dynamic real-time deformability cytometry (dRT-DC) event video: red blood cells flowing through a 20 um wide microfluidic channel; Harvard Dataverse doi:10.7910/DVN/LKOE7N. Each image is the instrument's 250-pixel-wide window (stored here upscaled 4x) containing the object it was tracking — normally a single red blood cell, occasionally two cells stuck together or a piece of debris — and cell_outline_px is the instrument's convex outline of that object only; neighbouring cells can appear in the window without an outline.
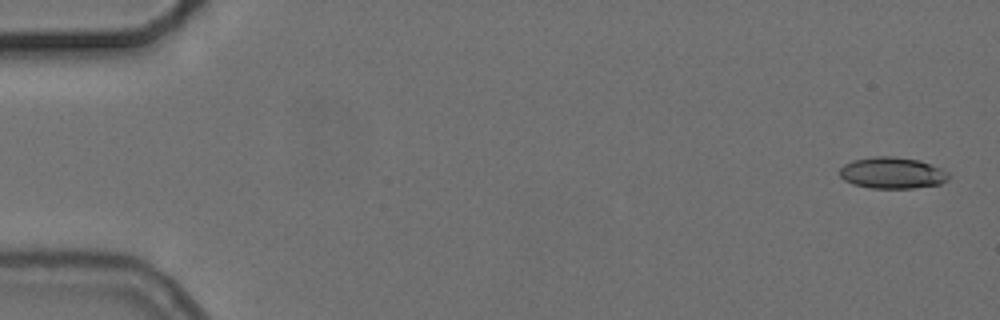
{"species": "common noctule bat (a hibernating species)", "species_latin": "Nyctalus noctula", "temperature_condition": "cold", "stored_images_in_passage": 5, "camera_frame_rate_fps": 3000, "um_per_image_px": 0.085, "animal": {"sex": "female", "body_mass_g": 24.6, "forearm_length_mm": 56.2}, "frame": {"image": 1, "passage_image": 1, "time_ms": 0.0, "image_size_px": [1000, 320], "cell_outline_px": [[948, 180], [940, 184], [912, 188], [872, 188], [852, 184], [844, 180], [840, 176], [840, 168], [844, 164], [852, 160], [872, 156], [892, 156], [920, 160], [940, 168], [948, 172]], "centroid_in_image_um": [75.82, 14.69], "position_along_channel_um": 9.2, "area_um2": 20.0}}
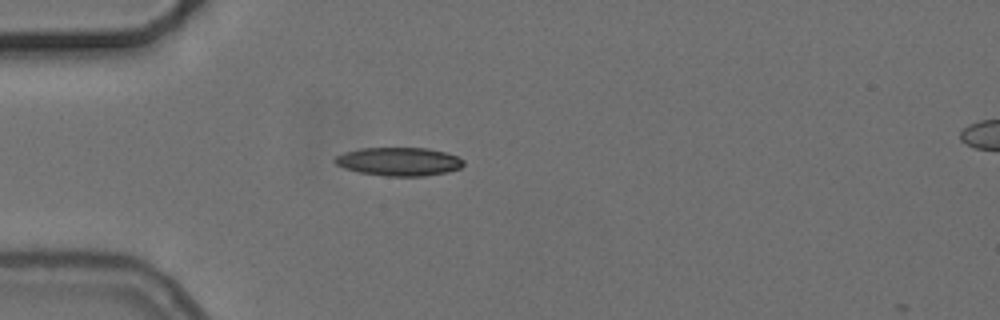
{"frame": {"image": 2, "passage_image": 4, "time_ms": 4.667, "image_size_px": [1000, 320], "cell_outline_px": [[464, 164], [460, 168], [448, 172], [424, 176], [384, 176], [360, 172], [344, 168], [336, 164], [332, 160], [336, 156], [344, 152], [360, 148], [428, 148], [444, 152], [456, 156], [464, 160]], "centroid_in_image_um": [33.9, 13.73], "position_along_channel_um": 51.1, "area_um2": 21.33}}